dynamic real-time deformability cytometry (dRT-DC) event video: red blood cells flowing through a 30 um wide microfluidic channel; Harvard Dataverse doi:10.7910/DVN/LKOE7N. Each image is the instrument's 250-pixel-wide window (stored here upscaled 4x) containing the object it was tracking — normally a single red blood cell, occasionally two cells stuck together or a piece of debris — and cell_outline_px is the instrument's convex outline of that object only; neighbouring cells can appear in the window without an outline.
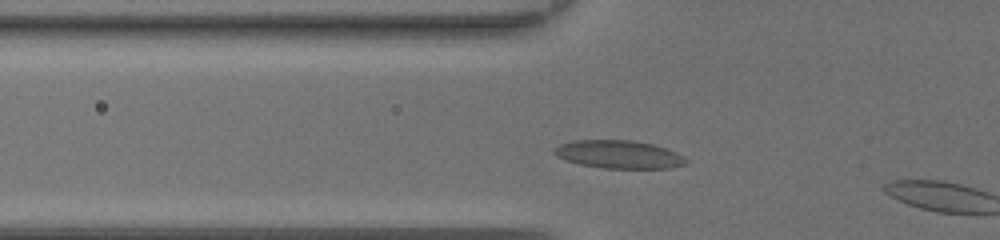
{"species": "common noctule bat (a hibernating species)", "species_latin": "Nyctalus noctula", "temperature_condition": "room temperature", "stored_images_in_passage": 8, "camera_frame_rate_fps": 3000, "um_per_image_px": 0.085, "animal": {"sex": "female", "body_mass_g": 20.0, "forearm_length_mm": 54.0}, "frame": {"image": 1, "passage_image": 7, "time_ms": 2.0, "image_size_px": [1000, 240], "cell_outline_px": [[688, 164], [672, 168], [604, 168], [580, 164], [556, 156], [552, 152], [552, 148], [560, 144], [572, 140], [632, 140], [652, 144], [676, 152], [684, 156], [688, 160]], "centroid_in_image_um": [52.61, 13.12], "position_along_channel_um": 73.2, "area_um2": 21.62}}